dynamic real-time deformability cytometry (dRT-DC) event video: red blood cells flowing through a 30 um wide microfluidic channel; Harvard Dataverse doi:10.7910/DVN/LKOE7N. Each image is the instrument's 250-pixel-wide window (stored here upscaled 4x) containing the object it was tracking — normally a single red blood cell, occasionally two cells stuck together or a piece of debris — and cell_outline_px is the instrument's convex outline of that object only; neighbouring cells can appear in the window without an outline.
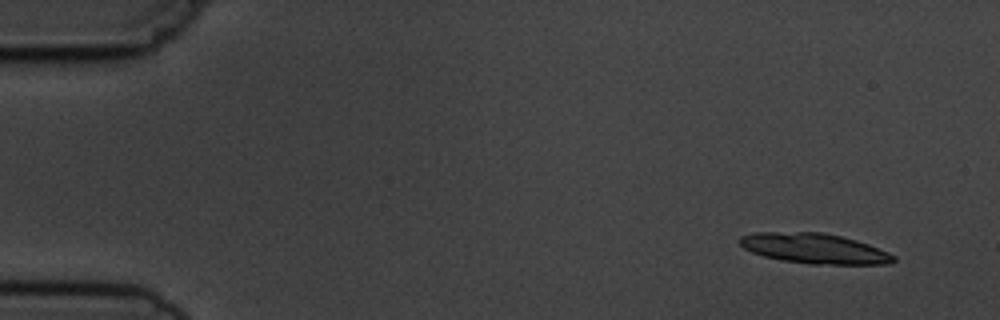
{"species": "common noctule bat (a hibernating species)", "species_latin": "Nyctalus noctula", "temperature_condition": "cold", "stored_images_in_passage": 14, "camera_frame_rate_fps": 3000, "um_per_image_px": 0.085, "animal": {"sex": "male", "body_mass_g": 19.5, "forearm_length_mm": 54.6}, "frame": {"image": 1, "passage_image": 1, "time_ms": 0.0, "image_size_px": [1000, 320], "cell_outline_px": [[896, 260], [888, 264], [812, 264], [784, 260], [764, 256], [752, 252], [744, 248], [736, 240], [740, 236], [756, 232], [820, 232], [840, 236], [856, 240], [868, 244], [888, 252], [896, 256]], "centroid_in_image_um": [69.21, 21.11], "position_along_channel_um": 15.8, "area_um2": 26.93}}
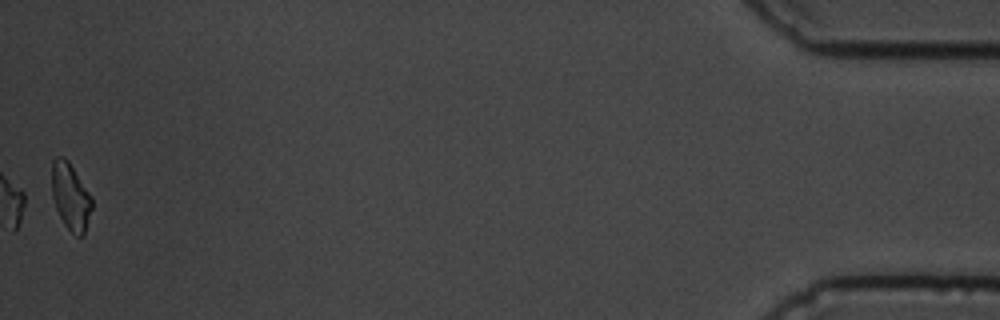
{"frame": {"image": 2, "passage_image": 14, "time_ms": 16.667, "image_size_px": [1000, 320], "cell_outline_px": [[92, 208], [84, 236], [76, 236], [64, 224], [56, 208], [52, 196], [52, 160], [56, 156], [64, 156], [68, 160], [92, 196]], "centroid_in_image_um": [6.01, 16.69], "position_along_channel_um": 429.2, "area_um2": 15.72}, "authors_computed_cell_mechanics": {"area_um2": 16.3285, "velocity_mm_per_s": 3.7078, "shape_relaxation_time_tau1_ms": 0.5075, "shape_relaxation_time_tau2_ms": null, "deformation_change_tau1": 0.0992, "deformation_change_tau2": null}}